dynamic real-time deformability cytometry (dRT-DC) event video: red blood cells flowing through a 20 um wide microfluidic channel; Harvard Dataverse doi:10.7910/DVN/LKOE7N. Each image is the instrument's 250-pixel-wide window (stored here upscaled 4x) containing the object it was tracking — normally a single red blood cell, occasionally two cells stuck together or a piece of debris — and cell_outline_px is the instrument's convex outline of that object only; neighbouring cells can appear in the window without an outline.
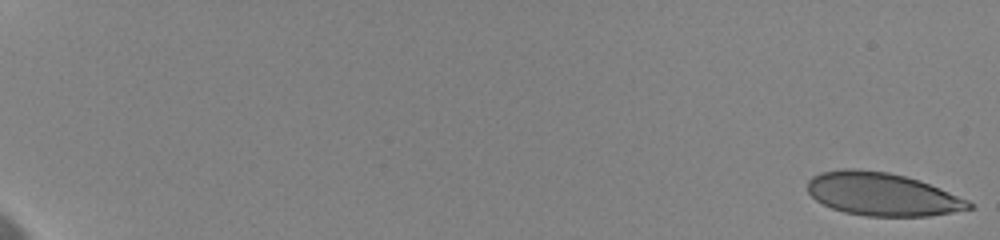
{"species": "human", "species_latin": "Homo sapiens", "temperature_condition": "cold", "stored_images_in_passage": 17, "camera_frame_rate_fps": 3000, "um_per_image_px": 0.085, "donor": {"sex": "female"}, "frame": {"image": 1, "passage_image": 1, "time_ms": 0.0, "image_size_px": [1000, 240], "cell_outline_px": [[976, 208], [928, 216], [864, 216], [844, 212], [832, 208], [816, 200], [808, 192], [808, 180], [812, 176], [820, 172], [844, 168], [856, 168], [888, 172], [920, 180], [940, 188], [968, 200]], "centroid_in_image_um": [74.98, 16.5], "position_along_channel_um": 10.0, "area_um2": 40.58}}
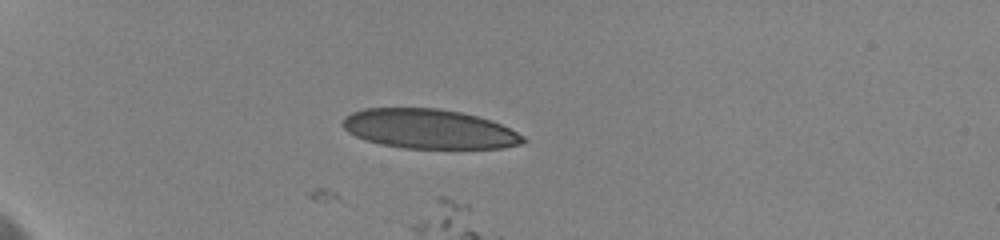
{"frame": {"image": 2, "passage_image": 15, "time_ms": 6.0, "image_size_px": [1000, 240], "cell_outline_px": [[528, 140], [524, 144], [504, 148], [404, 148], [380, 144], [364, 140], [348, 132], [340, 124], [344, 116], [352, 112], [364, 108], [440, 108], [460, 112], [492, 120], [524, 136]], "centroid_in_image_um": [36.46, 10.96], "position_along_channel_um": 48.5, "area_um2": 41.79}}